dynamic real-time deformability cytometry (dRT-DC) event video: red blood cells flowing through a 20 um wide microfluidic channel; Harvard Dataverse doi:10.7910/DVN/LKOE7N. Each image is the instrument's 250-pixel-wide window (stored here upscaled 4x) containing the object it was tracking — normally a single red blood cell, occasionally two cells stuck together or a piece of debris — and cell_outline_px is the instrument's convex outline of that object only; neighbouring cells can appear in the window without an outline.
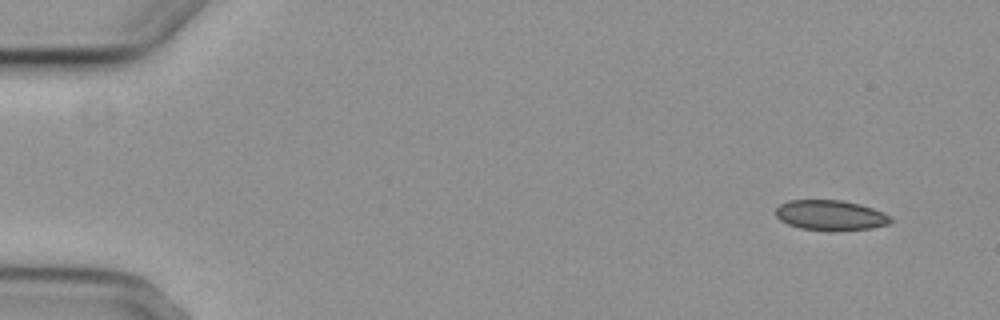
{"species": "common noctule bat (a hibernating species)", "species_latin": "Nyctalus noctula", "temperature_condition": "cold", "stored_images_in_passage": 4, "camera_frame_rate_fps": 3000, "um_per_image_px": 0.085, "animal": {"sex": "female", "body_mass_g": 29.2, "forearm_length_mm": 56.3}, "frame": {"image": 1, "passage_image": 1, "time_ms": 0.0, "image_size_px": [1000, 320], "cell_outline_px": [[892, 220], [888, 224], [872, 228], [832, 232], [828, 232], [800, 228], [788, 224], [780, 220], [776, 216], [776, 208], [780, 204], [788, 200], [840, 200], [860, 204], [884, 212]], "centroid_in_image_um": [70.58, 18.31], "position_along_channel_um": 14.4, "area_um2": 20.46}}